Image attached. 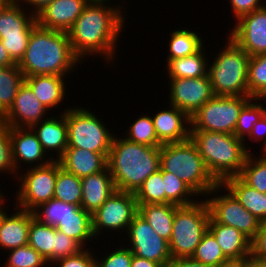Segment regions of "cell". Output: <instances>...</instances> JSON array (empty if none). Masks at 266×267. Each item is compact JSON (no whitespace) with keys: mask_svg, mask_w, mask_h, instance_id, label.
Returning <instances> with one entry per match:
<instances>
[{"mask_svg":"<svg viewBox=\"0 0 266 267\" xmlns=\"http://www.w3.org/2000/svg\"><path fill=\"white\" fill-rule=\"evenodd\" d=\"M111 4L89 2L67 31L71 48L81 62L94 55L90 57L103 56L105 63H113L126 19L124 7Z\"/></svg>","mask_w":266,"mask_h":267,"instance_id":"cell-1","label":"cell"},{"mask_svg":"<svg viewBox=\"0 0 266 267\" xmlns=\"http://www.w3.org/2000/svg\"><path fill=\"white\" fill-rule=\"evenodd\" d=\"M81 63L71 48L67 32L46 29L37 24L18 67L24 77L45 74L68 76Z\"/></svg>","mask_w":266,"mask_h":267,"instance_id":"cell-2","label":"cell"},{"mask_svg":"<svg viewBox=\"0 0 266 267\" xmlns=\"http://www.w3.org/2000/svg\"><path fill=\"white\" fill-rule=\"evenodd\" d=\"M118 136L113 137L107 167L116 190L135 193L151 174L160 169V147L138 144Z\"/></svg>","mask_w":266,"mask_h":267,"instance_id":"cell-3","label":"cell"},{"mask_svg":"<svg viewBox=\"0 0 266 267\" xmlns=\"http://www.w3.org/2000/svg\"><path fill=\"white\" fill-rule=\"evenodd\" d=\"M190 140L196 145L204 163L218 182L239 176L247 156L252 153L247 143L234 134L190 130ZM250 150V151H249Z\"/></svg>","mask_w":266,"mask_h":267,"instance_id":"cell-4","label":"cell"},{"mask_svg":"<svg viewBox=\"0 0 266 267\" xmlns=\"http://www.w3.org/2000/svg\"><path fill=\"white\" fill-rule=\"evenodd\" d=\"M160 168L175 174L198 196H206L219 183L209 173L196 145L189 139L160 146Z\"/></svg>","mask_w":266,"mask_h":267,"instance_id":"cell-5","label":"cell"},{"mask_svg":"<svg viewBox=\"0 0 266 267\" xmlns=\"http://www.w3.org/2000/svg\"><path fill=\"white\" fill-rule=\"evenodd\" d=\"M224 48V49H223ZM208 64V76L215 96H248L250 56L230 37Z\"/></svg>","mask_w":266,"mask_h":267,"instance_id":"cell-6","label":"cell"},{"mask_svg":"<svg viewBox=\"0 0 266 267\" xmlns=\"http://www.w3.org/2000/svg\"><path fill=\"white\" fill-rule=\"evenodd\" d=\"M210 212L205 198L177 206L174 214L169 250L172 258L192 257L203 235L208 231Z\"/></svg>","mask_w":266,"mask_h":267,"instance_id":"cell-7","label":"cell"},{"mask_svg":"<svg viewBox=\"0 0 266 267\" xmlns=\"http://www.w3.org/2000/svg\"><path fill=\"white\" fill-rule=\"evenodd\" d=\"M73 106L65 110L68 131V147L109 153L114 132L107 128L102 119L86 107ZM101 120V121H100Z\"/></svg>","mask_w":266,"mask_h":267,"instance_id":"cell-8","label":"cell"},{"mask_svg":"<svg viewBox=\"0 0 266 267\" xmlns=\"http://www.w3.org/2000/svg\"><path fill=\"white\" fill-rule=\"evenodd\" d=\"M250 99V96H214L190 117V130L234 134L239 113Z\"/></svg>","mask_w":266,"mask_h":267,"instance_id":"cell-9","label":"cell"},{"mask_svg":"<svg viewBox=\"0 0 266 267\" xmlns=\"http://www.w3.org/2000/svg\"><path fill=\"white\" fill-rule=\"evenodd\" d=\"M17 176L19 187L16 191V207L33 211L39 205L54 198L58 174V160L40 167H30Z\"/></svg>","mask_w":266,"mask_h":267,"instance_id":"cell-10","label":"cell"},{"mask_svg":"<svg viewBox=\"0 0 266 267\" xmlns=\"http://www.w3.org/2000/svg\"><path fill=\"white\" fill-rule=\"evenodd\" d=\"M218 191L221 192L219 193L220 195L215 194ZM225 191H227V193ZM210 195H212V197ZM204 197L206 198L205 201L209 208L210 217L216 223L236 228L250 241L255 238L259 230L260 222L253 214L247 211L221 183Z\"/></svg>","mask_w":266,"mask_h":267,"instance_id":"cell-11","label":"cell"},{"mask_svg":"<svg viewBox=\"0 0 266 267\" xmlns=\"http://www.w3.org/2000/svg\"><path fill=\"white\" fill-rule=\"evenodd\" d=\"M137 213L135 194L116 190L92 215V232L95 239L99 238L104 231L122 233L125 230L124 233H126Z\"/></svg>","mask_w":266,"mask_h":267,"instance_id":"cell-12","label":"cell"},{"mask_svg":"<svg viewBox=\"0 0 266 267\" xmlns=\"http://www.w3.org/2000/svg\"><path fill=\"white\" fill-rule=\"evenodd\" d=\"M126 237L133 255L162 264L164 267L172 260L169 243L160 237L138 213L130 223Z\"/></svg>","mask_w":266,"mask_h":267,"instance_id":"cell-13","label":"cell"},{"mask_svg":"<svg viewBox=\"0 0 266 267\" xmlns=\"http://www.w3.org/2000/svg\"><path fill=\"white\" fill-rule=\"evenodd\" d=\"M169 104L191 117L215 95L209 76L199 78H169Z\"/></svg>","mask_w":266,"mask_h":267,"instance_id":"cell-14","label":"cell"},{"mask_svg":"<svg viewBox=\"0 0 266 267\" xmlns=\"http://www.w3.org/2000/svg\"><path fill=\"white\" fill-rule=\"evenodd\" d=\"M236 22L227 35L250 57L266 53V5Z\"/></svg>","mask_w":266,"mask_h":267,"instance_id":"cell-15","label":"cell"},{"mask_svg":"<svg viewBox=\"0 0 266 267\" xmlns=\"http://www.w3.org/2000/svg\"><path fill=\"white\" fill-rule=\"evenodd\" d=\"M48 112L49 110L39 101L31 88L23 82L12 106L0 120L8 127L31 128L38 122L47 119Z\"/></svg>","mask_w":266,"mask_h":267,"instance_id":"cell-16","label":"cell"},{"mask_svg":"<svg viewBox=\"0 0 266 267\" xmlns=\"http://www.w3.org/2000/svg\"><path fill=\"white\" fill-rule=\"evenodd\" d=\"M9 135L12 143L13 161L15 164L14 180L18 176L19 170L21 171L22 164H29V167H40L49 164L53 158V154L46 153L37 135L31 128L9 127ZM49 160H48V159ZM21 163V164H20ZM34 164V165H33ZM18 172V173H17Z\"/></svg>","mask_w":266,"mask_h":267,"instance_id":"cell-17","label":"cell"},{"mask_svg":"<svg viewBox=\"0 0 266 267\" xmlns=\"http://www.w3.org/2000/svg\"><path fill=\"white\" fill-rule=\"evenodd\" d=\"M88 0H54L36 15L40 27L67 32L82 14Z\"/></svg>","mask_w":266,"mask_h":267,"instance_id":"cell-18","label":"cell"},{"mask_svg":"<svg viewBox=\"0 0 266 267\" xmlns=\"http://www.w3.org/2000/svg\"><path fill=\"white\" fill-rule=\"evenodd\" d=\"M156 111L152 117L157 139L162 143H181L190 139L191 119L173 105Z\"/></svg>","mask_w":266,"mask_h":267,"instance_id":"cell-19","label":"cell"},{"mask_svg":"<svg viewBox=\"0 0 266 267\" xmlns=\"http://www.w3.org/2000/svg\"><path fill=\"white\" fill-rule=\"evenodd\" d=\"M17 0H7L0 6V39L30 36L37 25L36 16Z\"/></svg>","mask_w":266,"mask_h":267,"instance_id":"cell-20","label":"cell"},{"mask_svg":"<svg viewBox=\"0 0 266 267\" xmlns=\"http://www.w3.org/2000/svg\"><path fill=\"white\" fill-rule=\"evenodd\" d=\"M64 109L59 116L51 115L45 120L33 125L31 129L37 135L43 150L56 154L54 160H58L68 147V131Z\"/></svg>","mask_w":266,"mask_h":267,"instance_id":"cell-21","label":"cell"},{"mask_svg":"<svg viewBox=\"0 0 266 267\" xmlns=\"http://www.w3.org/2000/svg\"><path fill=\"white\" fill-rule=\"evenodd\" d=\"M14 207L13 214L5 213L0 222V249L4 251L28 244L29 226L34 218L32 211Z\"/></svg>","mask_w":266,"mask_h":267,"instance_id":"cell-22","label":"cell"},{"mask_svg":"<svg viewBox=\"0 0 266 267\" xmlns=\"http://www.w3.org/2000/svg\"><path fill=\"white\" fill-rule=\"evenodd\" d=\"M81 207L93 215L116 191L108 167L98 173L81 178Z\"/></svg>","mask_w":266,"mask_h":267,"instance_id":"cell-23","label":"cell"},{"mask_svg":"<svg viewBox=\"0 0 266 267\" xmlns=\"http://www.w3.org/2000/svg\"><path fill=\"white\" fill-rule=\"evenodd\" d=\"M109 153H95L81 148H67L58 159L61 167L79 178L103 171Z\"/></svg>","mask_w":266,"mask_h":267,"instance_id":"cell-24","label":"cell"},{"mask_svg":"<svg viewBox=\"0 0 266 267\" xmlns=\"http://www.w3.org/2000/svg\"><path fill=\"white\" fill-rule=\"evenodd\" d=\"M65 76L59 75H34L26 76L24 82L31 88L39 101L45 105L48 110L64 102L66 97V83Z\"/></svg>","mask_w":266,"mask_h":267,"instance_id":"cell-25","label":"cell"},{"mask_svg":"<svg viewBox=\"0 0 266 267\" xmlns=\"http://www.w3.org/2000/svg\"><path fill=\"white\" fill-rule=\"evenodd\" d=\"M208 231L215 237L228 259L251 256V241L236 228L216 223L210 217Z\"/></svg>","mask_w":266,"mask_h":267,"instance_id":"cell-26","label":"cell"},{"mask_svg":"<svg viewBox=\"0 0 266 267\" xmlns=\"http://www.w3.org/2000/svg\"><path fill=\"white\" fill-rule=\"evenodd\" d=\"M221 184L256 217L260 224H264L265 196L263 193L250 187L239 176L227 178Z\"/></svg>","mask_w":266,"mask_h":267,"instance_id":"cell-27","label":"cell"},{"mask_svg":"<svg viewBox=\"0 0 266 267\" xmlns=\"http://www.w3.org/2000/svg\"><path fill=\"white\" fill-rule=\"evenodd\" d=\"M138 214L150 224L154 231L169 242L172 235L173 219L177 205L137 204Z\"/></svg>","mask_w":266,"mask_h":267,"instance_id":"cell-28","label":"cell"},{"mask_svg":"<svg viewBox=\"0 0 266 267\" xmlns=\"http://www.w3.org/2000/svg\"><path fill=\"white\" fill-rule=\"evenodd\" d=\"M205 46L192 55L170 60L165 66L168 78H199L208 75ZM204 51V52H203Z\"/></svg>","mask_w":266,"mask_h":267,"instance_id":"cell-29","label":"cell"},{"mask_svg":"<svg viewBox=\"0 0 266 267\" xmlns=\"http://www.w3.org/2000/svg\"><path fill=\"white\" fill-rule=\"evenodd\" d=\"M55 228L76 240L84 248H87L86 242H93L95 238L92 232V215L81 206L74 214L66 216Z\"/></svg>","mask_w":266,"mask_h":267,"instance_id":"cell-30","label":"cell"},{"mask_svg":"<svg viewBox=\"0 0 266 267\" xmlns=\"http://www.w3.org/2000/svg\"><path fill=\"white\" fill-rule=\"evenodd\" d=\"M169 42V53L167 54V63L170 60L186 57L194 54L203 46V38L193 30L177 29L171 31Z\"/></svg>","mask_w":266,"mask_h":267,"instance_id":"cell-31","label":"cell"},{"mask_svg":"<svg viewBox=\"0 0 266 267\" xmlns=\"http://www.w3.org/2000/svg\"><path fill=\"white\" fill-rule=\"evenodd\" d=\"M24 79L25 77L18 64L0 67V118L12 106Z\"/></svg>","mask_w":266,"mask_h":267,"instance_id":"cell-32","label":"cell"},{"mask_svg":"<svg viewBox=\"0 0 266 267\" xmlns=\"http://www.w3.org/2000/svg\"><path fill=\"white\" fill-rule=\"evenodd\" d=\"M55 233V227L43 224L36 218H33L30 222L28 244L43 256L50 266L53 263Z\"/></svg>","mask_w":266,"mask_h":267,"instance_id":"cell-33","label":"cell"},{"mask_svg":"<svg viewBox=\"0 0 266 267\" xmlns=\"http://www.w3.org/2000/svg\"><path fill=\"white\" fill-rule=\"evenodd\" d=\"M54 198L76 206H81L82 202L81 178L65 171L59 161Z\"/></svg>","mask_w":266,"mask_h":267,"instance_id":"cell-34","label":"cell"},{"mask_svg":"<svg viewBox=\"0 0 266 267\" xmlns=\"http://www.w3.org/2000/svg\"><path fill=\"white\" fill-rule=\"evenodd\" d=\"M162 178L166 204L172 203L177 206H185L197 201L196 198L199 196L175 174L162 170Z\"/></svg>","mask_w":266,"mask_h":267,"instance_id":"cell-35","label":"cell"},{"mask_svg":"<svg viewBox=\"0 0 266 267\" xmlns=\"http://www.w3.org/2000/svg\"><path fill=\"white\" fill-rule=\"evenodd\" d=\"M247 84L248 96L266 102V53L249 58Z\"/></svg>","mask_w":266,"mask_h":267,"instance_id":"cell-36","label":"cell"},{"mask_svg":"<svg viewBox=\"0 0 266 267\" xmlns=\"http://www.w3.org/2000/svg\"><path fill=\"white\" fill-rule=\"evenodd\" d=\"M250 153L239 177L250 187L256 189L260 193H266V153L260 156H254Z\"/></svg>","mask_w":266,"mask_h":267,"instance_id":"cell-37","label":"cell"},{"mask_svg":"<svg viewBox=\"0 0 266 267\" xmlns=\"http://www.w3.org/2000/svg\"><path fill=\"white\" fill-rule=\"evenodd\" d=\"M80 206L67 204L61 200L52 198L42 203L32 212L39 222L56 227L66 216L74 214Z\"/></svg>","mask_w":266,"mask_h":267,"instance_id":"cell-38","label":"cell"},{"mask_svg":"<svg viewBox=\"0 0 266 267\" xmlns=\"http://www.w3.org/2000/svg\"><path fill=\"white\" fill-rule=\"evenodd\" d=\"M134 194L137 204H166L162 169L151 174Z\"/></svg>","mask_w":266,"mask_h":267,"instance_id":"cell-39","label":"cell"},{"mask_svg":"<svg viewBox=\"0 0 266 267\" xmlns=\"http://www.w3.org/2000/svg\"><path fill=\"white\" fill-rule=\"evenodd\" d=\"M262 98H251L241 109L234 135L246 143V137L252 132L253 125L264 114Z\"/></svg>","mask_w":266,"mask_h":267,"instance_id":"cell-40","label":"cell"},{"mask_svg":"<svg viewBox=\"0 0 266 267\" xmlns=\"http://www.w3.org/2000/svg\"><path fill=\"white\" fill-rule=\"evenodd\" d=\"M127 130L125 138L131 142L151 147H160L162 145L157 139L155 127L150 115L138 117Z\"/></svg>","mask_w":266,"mask_h":267,"instance_id":"cell-41","label":"cell"},{"mask_svg":"<svg viewBox=\"0 0 266 267\" xmlns=\"http://www.w3.org/2000/svg\"><path fill=\"white\" fill-rule=\"evenodd\" d=\"M191 258L210 267H217L228 259L223 254L215 237L209 231L203 235Z\"/></svg>","mask_w":266,"mask_h":267,"instance_id":"cell-42","label":"cell"},{"mask_svg":"<svg viewBox=\"0 0 266 267\" xmlns=\"http://www.w3.org/2000/svg\"><path fill=\"white\" fill-rule=\"evenodd\" d=\"M10 253V254H9ZM4 267H48L46 259L29 244L9 250Z\"/></svg>","mask_w":266,"mask_h":267,"instance_id":"cell-43","label":"cell"},{"mask_svg":"<svg viewBox=\"0 0 266 267\" xmlns=\"http://www.w3.org/2000/svg\"><path fill=\"white\" fill-rule=\"evenodd\" d=\"M6 172L14 175L15 164L13 161L12 143L9 127L0 120V175Z\"/></svg>","mask_w":266,"mask_h":267,"instance_id":"cell-44","label":"cell"},{"mask_svg":"<svg viewBox=\"0 0 266 267\" xmlns=\"http://www.w3.org/2000/svg\"><path fill=\"white\" fill-rule=\"evenodd\" d=\"M82 247L76 240L56 229L54 234L53 263L61 258L78 254Z\"/></svg>","mask_w":266,"mask_h":267,"instance_id":"cell-45","label":"cell"},{"mask_svg":"<svg viewBox=\"0 0 266 267\" xmlns=\"http://www.w3.org/2000/svg\"><path fill=\"white\" fill-rule=\"evenodd\" d=\"M125 244L119 246V248H114L113 251H109L110 254L105 255L103 259L98 261L95 258L96 267H130L133 259V253Z\"/></svg>","mask_w":266,"mask_h":267,"instance_id":"cell-46","label":"cell"},{"mask_svg":"<svg viewBox=\"0 0 266 267\" xmlns=\"http://www.w3.org/2000/svg\"><path fill=\"white\" fill-rule=\"evenodd\" d=\"M90 248H84L78 254L61 258L52 263V267H93L95 265L94 252ZM54 264V265H53Z\"/></svg>","mask_w":266,"mask_h":267,"instance_id":"cell-47","label":"cell"},{"mask_svg":"<svg viewBox=\"0 0 266 267\" xmlns=\"http://www.w3.org/2000/svg\"><path fill=\"white\" fill-rule=\"evenodd\" d=\"M30 36H13L0 39L11 59L18 64L23 58Z\"/></svg>","mask_w":266,"mask_h":267,"instance_id":"cell-48","label":"cell"},{"mask_svg":"<svg viewBox=\"0 0 266 267\" xmlns=\"http://www.w3.org/2000/svg\"><path fill=\"white\" fill-rule=\"evenodd\" d=\"M262 0H230L233 18L237 21L244 15H247L254 10H258L266 5Z\"/></svg>","mask_w":266,"mask_h":267,"instance_id":"cell-49","label":"cell"},{"mask_svg":"<svg viewBox=\"0 0 266 267\" xmlns=\"http://www.w3.org/2000/svg\"><path fill=\"white\" fill-rule=\"evenodd\" d=\"M251 256L266 260V223L260 224L255 238L251 241Z\"/></svg>","mask_w":266,"mask_h":267,"instance_id":"cell-50","label":"cell"},{"mask_svg":"<svg viewBox=\"0 0 266 267\" xmlns=\"http://www.w3.org/2000/svg\"><path fill=\"white\" fill-rule=\"evenodd\" d=\"M249 141L260 142L263 144L261 153H266V116L263 114L260 119L253 125L252 132L250 133Z\"/></svg>","mask_w":266,"mask_h":267,"instance_id":"cell-51","label":"cell"},{"mask_svg":"<svg viewBox=\"0 0 266 267\" xmlns=\"http://www.w3.org/2000/svg\"><path fill=\"white\" fill-rule=\"evenodd\" d=\"M17 1L21 4L25 3L24 4L25 8L36 16L39 12L43 10V8H45L49 3H51L54 0H17Z\"/></svg>","mask_w":266,"mask_h":267,"instance_id":"cell-52","label":"cell"},{"mask_svg":"<svg viewBox=\"0 0 266 267\" xmlns=\"http://www.w3.org/2000/svg\"><path fill=\"white\" fill-rule=\"evenodd\" d=\"M166 267H210L192 259L188 258H172Z\"/></svg>","mask_w":266,"mask_h":267,"instance_id":"cell-53","label":"cell"},{"mask_svg":"<svg viewBox=\"0 0 266 267\" xmlns=\"http://www.w3.org/2000/svg\"><path fill=\"white\" fill-rule=\"evenodd\" d=\"M217 267H250V256L242 258H229Z\"/></svg>","mask_w":266,"mask_h":267,"instance_id":"cell-54","label":"cell"},{"mask_svg":"<svg viewBox=\"0 0 266 267\" xmlns=\"http://www.w3.org/2000/svg\"><path fill=\"white\" fill-rule=\"evenodd\" d=\"M130 267H164L162 264L133 255Z\"/></svg>","mask_w":266,"mask_h":267,"instance_id":"cell-55","label":"cell"},{"mask_svg":"<svg viewBox=\"0 0 266 267\" xmlns=\"http://www.w3.org/2000/svg\"><path fill=\"white\" fill-rule=\"evenodd\" d=\"M16 65V63L11 59L6 48L2 45L0 40V67H6Z\"/></svg>","mask_w":266,"mask_h":267,"instance_id":"cell-56","label":"cell"},{"mask_svg":"<svg viewBox=\"0 0 266 267\" xmlns=\"http://www.w3.org/2000/svg\"><path fill=\"white\" fill-rule=\"evenodd\" d=\"M250 267H266V260L250 256Z\"/></svg>","mask_w":266,"mask_h":267,"instance_id":"cell-57","label":"cell"},{"mask_svg":"<svg viewBox=\"0 0 266 267\" xmlns=\"http://www.w3.org/2000/svg\"><path fill=\"white\" fill-rule=\"evenodd\" d=\"M6 199H3L1 202H0V222H1V219L3 218L4 214L6 213L5 211V206L3 204H6ZM5 202V203H4Z\"/></svg>","mask_w":266,"mask_h":267,"instance_id":"cell-58","label":"cell"},{"mask_svg":"<svg viewBox=\"0 0 266 267\" xmlns=\"http://www.w3.org/2000/svg\"><path fill=\"white\" fill-rule=\"evenodd\" d=\"M90 3H108L113 2L112 0H88Z\"/></svg>","mask_w":266,"mask_h":267,"instance_id":"cell-59","label":"cell"},{"mask_svg":"<svg viewBox=\"0 0 266 267\" xmlns=\"http://www.w3.org/2000/svg\"><path fill=\"white\" fill-rule=\"evenodd\" d=\"M265 196V210H264V224L266 223V193L264 194Z\"/></svg>","mask_w":266,"mask_h":267,"instance_id":"cell-60","label":"cell"},{"mask_svg":"<svg viewBox=\"0 0 266 267\" xmlns=\"http://www.w3.org/2000/svg\"><path fill=\"white\" fill-rule=\"evenodd\" d=\"M0 189H1V188H0ZM3 198H5V197H4V195H3L2 190H0V202L3 200Z\"/></svg>","mask_w":266,"mask_h":267,"instance_id":"cell-61","label":"cell"},{"mask_svg":"<svg viewBox=\"0 0 266 267\" xmlns=\"http://www.w3.org/2000/svg\"><path fill=\"white\" fill-rule=\"evenodd\" d=\"M7 0H0V6Z\"/></svg>","mask_w":266,"mask_h":267,"instance_id":"cell-62","label":"cell"},{"mask_svg":"<svg viewBox=\"0 0 266 267\" xmlns=\"http://www.w3.org/2000/svg\"><path fill=\"white\" fill-rule=\"evenodd\" d=\"M264 115L266 116V106L264 105Z\"/></svg>","mask_w":266,"mask_h":267,"instance_id":"cell-63","label":"cell"}]
</instances>
